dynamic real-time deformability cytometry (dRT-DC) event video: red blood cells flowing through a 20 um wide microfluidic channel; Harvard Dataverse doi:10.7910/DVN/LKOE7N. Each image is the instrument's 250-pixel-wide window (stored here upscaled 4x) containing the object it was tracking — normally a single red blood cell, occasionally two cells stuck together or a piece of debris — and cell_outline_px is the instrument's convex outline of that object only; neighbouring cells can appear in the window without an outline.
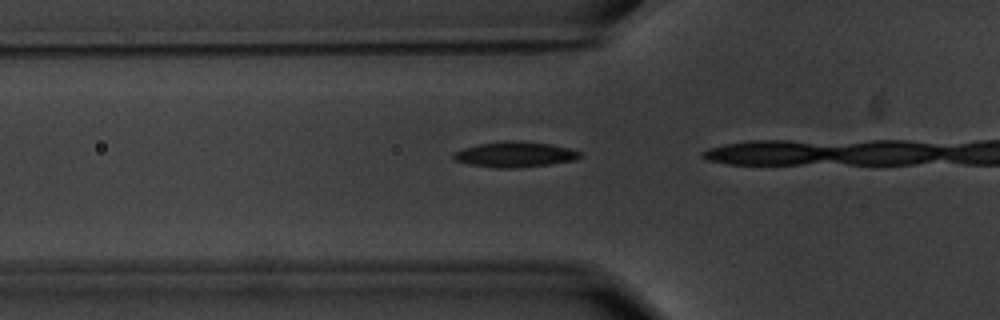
{"species": "common noctule bat (a hibernating species)", "species_latin": "Nyctalus noctula", "temperature_condition": "warm", "stored_images_in_passage": 5, "camera_frame_rate_fps": 3000, "um_per_image_px": 0.085, "animal": {"sex": "male", "body_mass_g": 20.1, "forearm_length_mm": 53.5}, "frame": {"image": 1, "passage_image": 3, "time_ms": 0.667, "image_size_px": [1000, 320], "cell_outline_px": [[584, 156], [576, 160], [548, 164], [512, 168], [496, 168], [468, 164], [456, 160], [452, 156], [452, 152], [464, 148], [480, 144], [508, 140], [548, 144], [572, 148], [580, 152]], "centroid_in_image_um": [43.78, 13.13], "position_along_channel_um": 82.0, "area_um2": 18.61}}